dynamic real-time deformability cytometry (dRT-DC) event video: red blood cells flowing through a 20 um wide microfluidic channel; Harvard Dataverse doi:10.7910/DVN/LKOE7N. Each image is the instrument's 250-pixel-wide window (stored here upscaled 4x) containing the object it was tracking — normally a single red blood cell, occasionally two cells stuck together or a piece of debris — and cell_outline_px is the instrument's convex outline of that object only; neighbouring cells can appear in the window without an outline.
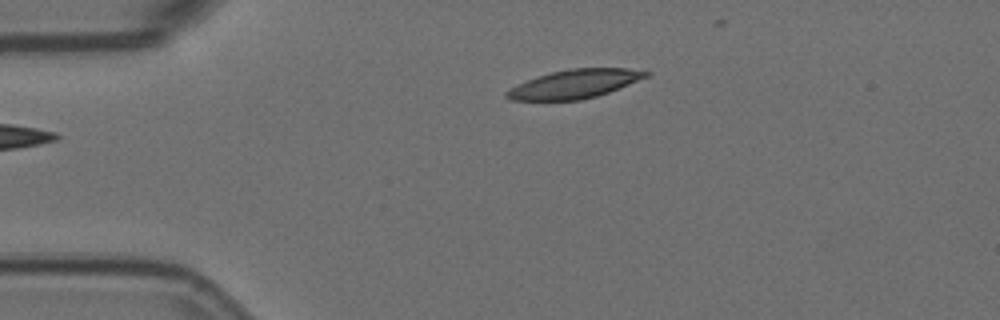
{"species": "Egyptian fruit bat (a non-hibernating species)", "species_latin": "Rousettus aegyptiacus", "temperature_condition": "room temperature", "stored_images_in_passage": 3, "camera_frame_rate_fps": 3000, "um_per_image_px": 0.085, "animal": {"sex": "female"}, "frame": {"image": 1, "passage_image": 1, "time_ms": 0.0, "image_size_px": [1000, 320], "cell_outline_px": [[652, 72], [648, 76], [620, 88], [596, 96], [580, 100], [512, 100], [504, 96], [504, 92], [516, 84], [552, 72], [572, 68], [628, 68]], "centroid_in_image_um": [48.84, 7.14], "position_along_channel_um": 36.2, "area_um2": 23.12}}